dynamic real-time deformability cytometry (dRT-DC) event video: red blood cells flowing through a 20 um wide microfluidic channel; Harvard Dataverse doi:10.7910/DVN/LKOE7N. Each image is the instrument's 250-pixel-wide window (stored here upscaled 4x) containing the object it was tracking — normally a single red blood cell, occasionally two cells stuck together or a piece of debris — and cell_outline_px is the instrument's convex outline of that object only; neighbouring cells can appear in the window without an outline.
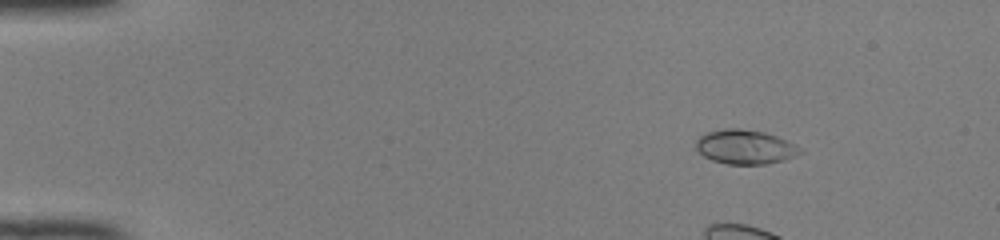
{"species": "common noctule bat (a hibernating species)", "species_latin": "Nyctalus noctula", "temperature_condition": "room temperature", "stored_images_in_passage": 51, "camera_frame_rate_fps": 3000, "um_per_image_px": 0.085, "animal": {"sex": "female", "body_mass_g": 22.0, "forearm_length_mm": 56.7}, "frame": {"image": 1, "passage_image": 8, "time_ms": 2.333, "image_size_px": [1000, 240], "cell_outline_px": [[804, 152], [796, 156], [784, 160], [764, 164], [728, 164], [712, 160], [704, 156], [696, 148], [696, 140], [700, 136], [708, 132], [724, 128], [740, 128], [764, 132], [776, 136], [800, 148]], "centroid_in_image_um": [63.32, 12.49], "position_along_channel_um": 21.7, "area_um2": 20.63}, "authors_computed_cell_mechanics": {"area_um2": 20.519, "velocity_mm_per_s": 4.0867, "shape_relaxation_time_tau1_ms": 1.9723, "shape_relaxation_time_tau2_ms": 2.1785, "deformation_change_tau1": 0.2096, "deformation_change_tau2": 0.0856}}